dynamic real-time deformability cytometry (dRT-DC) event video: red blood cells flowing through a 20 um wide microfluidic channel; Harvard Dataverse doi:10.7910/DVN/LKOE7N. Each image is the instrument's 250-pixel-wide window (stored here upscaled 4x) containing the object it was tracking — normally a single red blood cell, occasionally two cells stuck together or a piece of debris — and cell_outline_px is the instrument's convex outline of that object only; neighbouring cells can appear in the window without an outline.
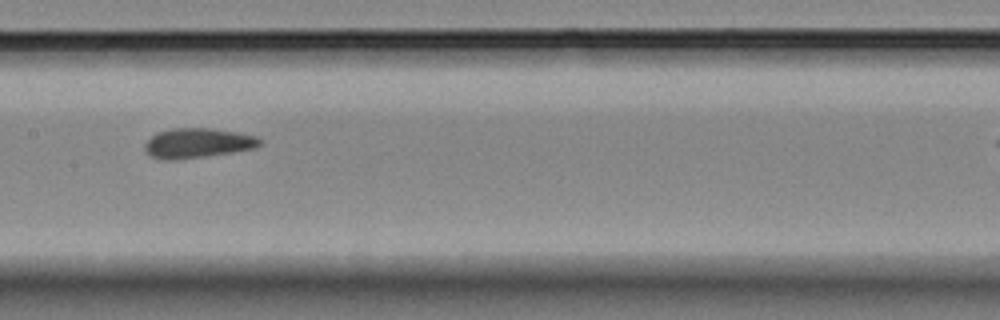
{"species": "Egyptian fruit bat (a non-hibernating species)", "species_latin": "Rousettus aegyptiacus", "temperature_condition": "room temperature", "stored_images_in_passage": 10, "camera_frame_rate_fps": 3000, "um_per_image_px": 0.085, "animal": {"sex": "female"}, "frame": {"image": 1, "passage_image": 4, "time_ms": 3.333, "image_size_px": [1000, 320], "cell_outline_px": [[264, 140], [256, 148], [232, 152], [176, 160], [160, 160], [148, 156], [144, 152], [144, 144], [156, 132], [172, 128], [208, 128], [236, 132], [256, 136]], "centroid_in_image_um": [16.75, 12.17], "position_along_channel_um": 190.7, "area_um2": 20.17}}
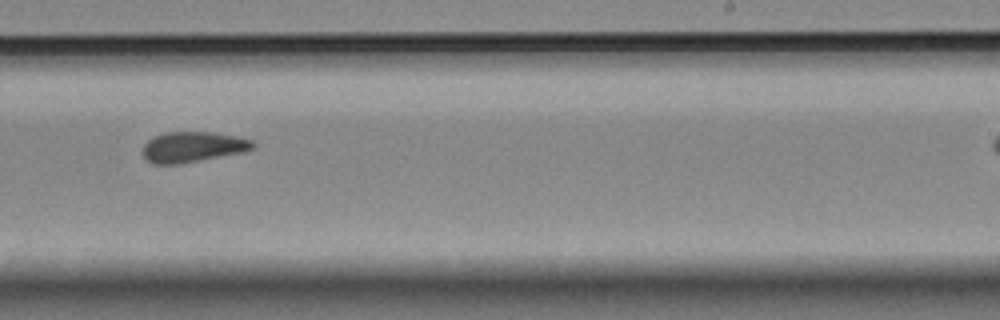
{"frame": {"image": 2, "passage_image": 6, "time_ms": 5.667, "image_size_px": [1000, 320], "cell_outline_px": [[256, 148], [244, 152], [200, 160], [176, 164], [152, 164], [144, 156], [144, 144], [152, 136], [164, 132], [216, 132], [240, 136], [252, 140], [256, 144]], "centroid_in_image_um": [16.44, 12.47], "position_along_channel_um": 272.6, "area_um2": 19.77}}
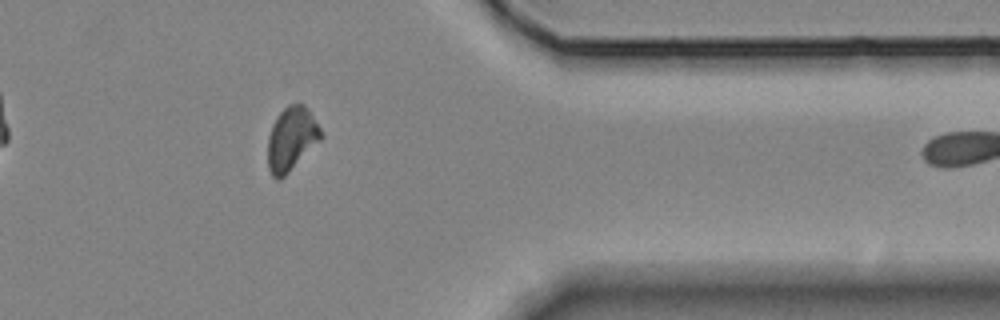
{"frame": {"image": 3, "passage_image": 9, "time_ms": 9.333, "image_size_px": [1000, 320], "cell_outline_px": [[324, 136], [284, 176], [276, 180], [272, 176], [268, 168], [268, 136], [272, 124], [276, 116], [288, 104], [304, 104], [320, 128]], "centroid_in_image_um": [24.75, 11.79], "position_along_channel_um": 386.6, "area_um2": 19.48}}